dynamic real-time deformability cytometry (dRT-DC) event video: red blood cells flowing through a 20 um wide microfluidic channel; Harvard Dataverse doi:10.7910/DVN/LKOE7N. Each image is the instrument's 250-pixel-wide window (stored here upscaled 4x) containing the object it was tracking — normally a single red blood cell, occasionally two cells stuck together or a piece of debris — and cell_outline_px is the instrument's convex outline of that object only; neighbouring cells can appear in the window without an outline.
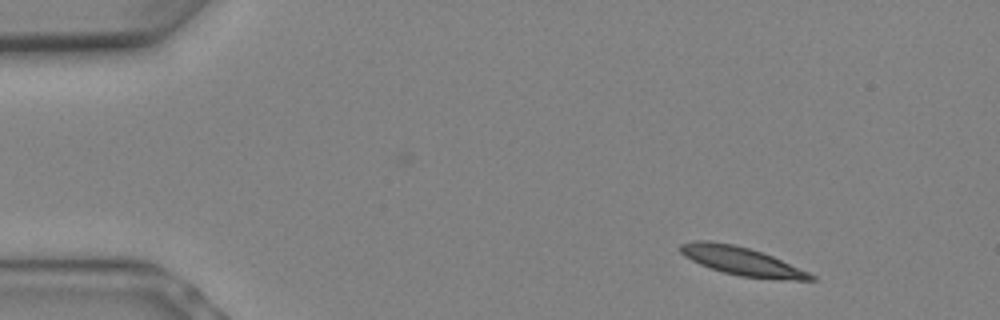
{"species": "Egyptian fruit bat (a non-hibernating species)", "species_latin": "Rousettus aegyptiacus", "temperature_condition": "warm", "stored_images_in_passage": 6, "camera_frame_rate_fps": 3000, "um_per_image_px": 0.085, "animal": {"sex": "female"}, "frame": {"image": 1, "passage_image": 1, "time_ms": 0.0, "image_size_px": [1000, 320], "cell_outline_px": [[816, 280], [780, 280], [740, 276], [724, 272], [700, 264], [684, 256], [680, 252], [680, 244], [696, 240], [708, 240], [732, 244], [748, 248], [772, 256], [808, 272], [816, 276]], "centroid_in_image_um": [63.05, 22.2], "position_along_channel_um": 22.0, "area_um2": 21.33}}
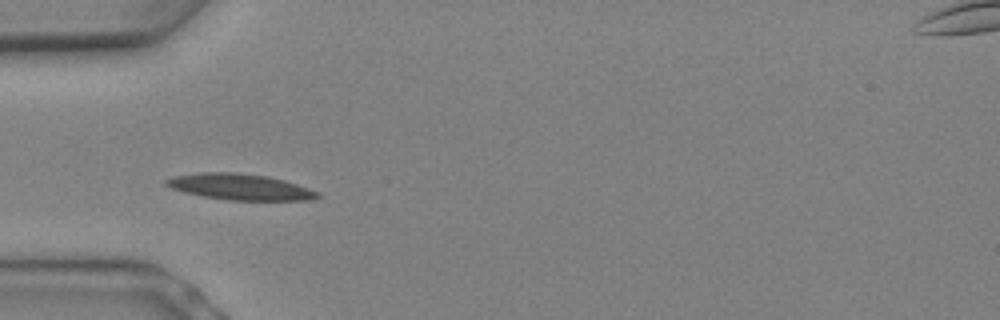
{"frame": {"image": 2, "passage_image": 5, "time_ms": 1.333, "image_size_px": [1000, 320], "cell_outline_px": [[320, 196], [308, 200], [228, 200], [204, 196], [184, 192], [172, 188], [164, 184], [164, 180], [172, 176], [196, 172], [236, 172], [268, 176], [284, 180], [320, 192]], "centroid_in_image_um": [20.36, 15.87], "position_along_channel_um": 64.6, "area_um2": 23.0}}